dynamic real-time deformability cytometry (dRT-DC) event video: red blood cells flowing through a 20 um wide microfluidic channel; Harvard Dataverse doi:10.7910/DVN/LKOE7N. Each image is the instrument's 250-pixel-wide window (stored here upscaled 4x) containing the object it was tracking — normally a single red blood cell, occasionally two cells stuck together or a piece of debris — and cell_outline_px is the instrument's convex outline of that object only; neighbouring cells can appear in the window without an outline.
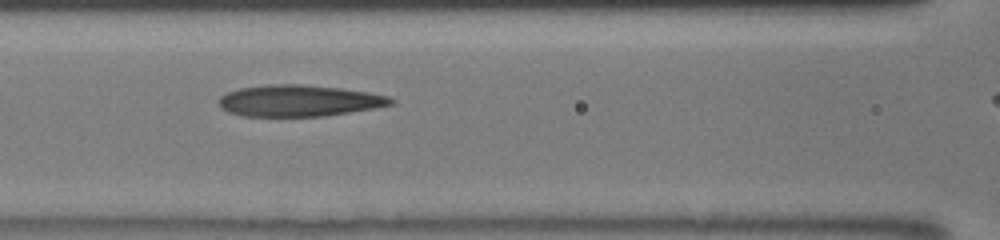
{"species": "human", "species_latin": "Homo sapiens", "temperature_condition": "room temperature", "stored_images_in_passage": 15, "camera_frame_rate_fps": 3000, "um_per_image_px": 0.085, "donor": {"sex": "male"}, "frame": {"image": 1, "passage_image": 10, "time_ms": 4.0, "image_size_px": [1000, 240], "cell_outline_px": [[396, 100], [392, 104], [372, 108], [324, 116], [244, 116], [228, 112], [220, 108], [216, 100], [220, 96], [228, 92], [240, 88], [268, 84], [300, 84], [340, 88], [368, 92], [388, 96]], "centroid_in_image_um": [25.36, 8.56], "position_along_channel_um": 141.2, "area_um2": 31.5}}
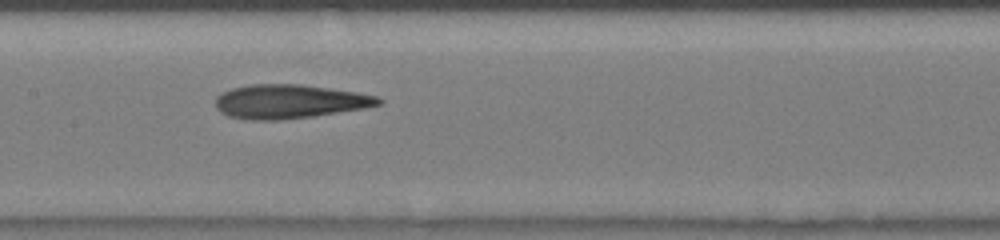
{"frame": {"image": 2, "passage_image": 14, "time_ms": 5.0, "image_size_px": [1000, 240], "cell_outline_px": [[384, 104], [364, 108], [312, 116], [280, 120], [252, 120], [228, 116], [220, 112], [216, 108], [216, 96], [220, 92], [232, 88], [248, 84], [300, 84], [356, 92], [380, 96], [384, 100]], "centroid_in_image_um": [24.6, 8.62], "position_along_channel_um": 182.8, "area_um2": 32.43}}